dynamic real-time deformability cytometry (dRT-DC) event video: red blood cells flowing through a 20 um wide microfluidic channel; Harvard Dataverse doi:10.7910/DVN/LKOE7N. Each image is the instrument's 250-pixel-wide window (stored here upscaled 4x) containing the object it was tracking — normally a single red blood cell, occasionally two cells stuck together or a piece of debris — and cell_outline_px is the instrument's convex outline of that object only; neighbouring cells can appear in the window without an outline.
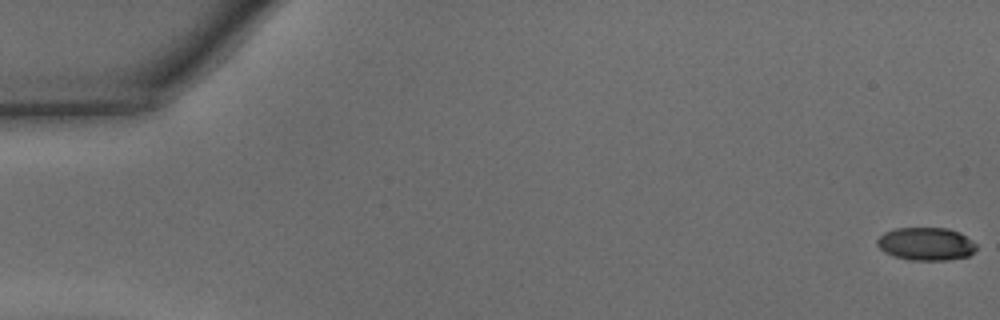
{"species": "common noctule bat (a hibernating species)", "species_latin": "Nyctalus noctula", "temperature_condition": "warm", "stored_images_in_passage": 47, "camera_frame_rate_fps": 3000, "um_per_image_px": 0.085, "animal": {"sex": "male", "body_mass_g": 15.6}, "frame": {"image": 1, "passage_image": 1, "time_ms": 0.0, "image_size_px": [1000, 320], "cell_outline_px": [[976, 248], [968, 256], [948, 260], [908, 260], [884, 252], [876, 244], [876, 240], [884, 232], [896, 228], [948, 228], [960, 232], [972, 240], [976, 244]], "centroid_in_image_um": [78.71, 20.72], "position_along_channel_um": 6.3, "area_um2": 19.07}}
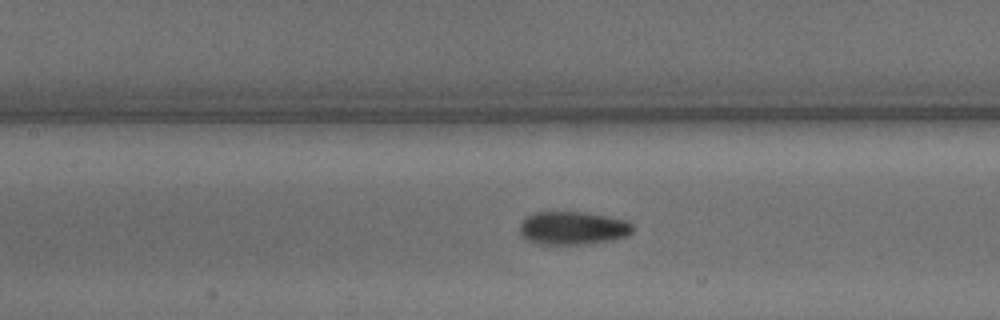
{"frame": {"image": 2, "passage_image": 22, "time_ms": 7.0, "image_size_px": [1000, 320], "cell_outline_px": [[632, 232], [628, 236], [612, 240], [580, 244], [540, 244], [528, 240], [520, 236], [520, 224], [528, 216], [536, 212], [584, 212], [628, 220], [632, 224]], "centroid_in_image_um": [48.7, 19.39], "position_along_channel_um": 158.7, "area_um2": 21.79}}
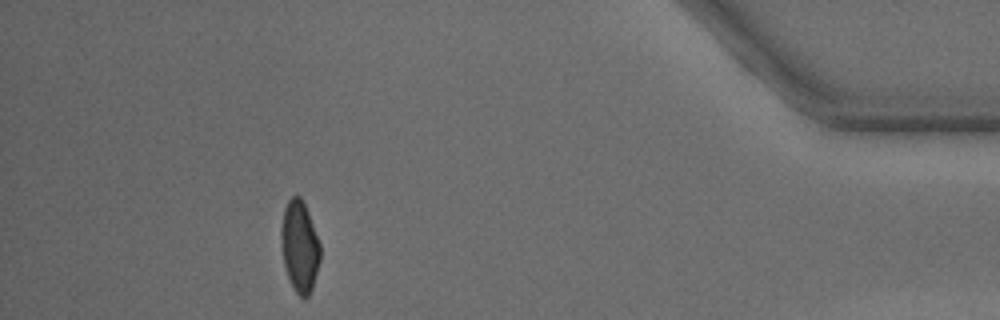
{"frame": {"image": 3, "passage_image": 43, "time_ms": 14.0, "image_size_px": [1000, 320], "cell_outline_px": [[320, 260], [312, 288], [308, 296], [304, 300], [292, 288], [284, 264], [280, 240], [280, 228], [284, 208], [288, 200], [292, 196], [300, 196], [308, 212], [320, 244]], "centroid_in_image_um": [25.45, 20.96], "position_along_channel_um": 409.7, "area_um2": 20.81}, "authors_computed_cell_mechanics": {"area_um2": 20.9236, "velocity_mm_per_s": 4.3534, "shape_relaxation_time_tau1_ms": 4.5437, "shape_relaxation_time_tau2_ms": 1.4017, "deformation_change_tau1": 0.1581, "deformation_change_tau2": 0.059}}